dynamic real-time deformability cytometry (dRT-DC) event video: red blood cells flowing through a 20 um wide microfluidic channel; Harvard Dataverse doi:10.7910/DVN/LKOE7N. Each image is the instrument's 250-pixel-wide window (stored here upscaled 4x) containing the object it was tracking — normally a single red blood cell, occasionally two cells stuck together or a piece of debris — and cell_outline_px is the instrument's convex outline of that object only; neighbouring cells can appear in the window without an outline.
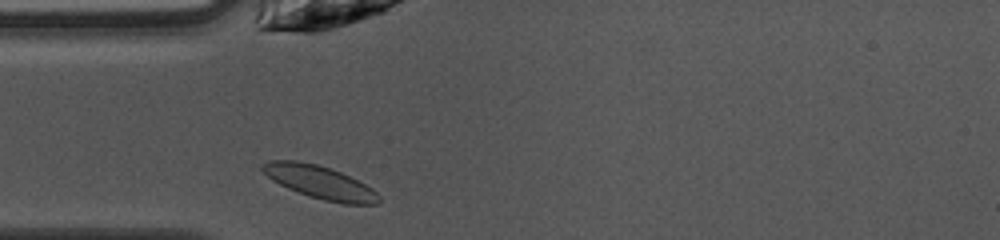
{"species": "common noctule bat (a hibernating species)", "species_latin": "Nyctalus noctula", "temperature_condition": "warm", "stored_images_in_passage": 27, "camera_frame_rate_fps": 3000, "um_per_image_px": 0.085, "animal": {"sex": "female", "body_mass_g": 10.0, "forearm_length_mm": 53.1}, "frame": {"image": 1, "passage_image": 1, "time_ms": 0.0, "image_size_px": [1000, 240], "cell_outline_px": [[380, 204], [344, 204], [324, 200], [308, 196], [288, 188], [272, 180], [260, 168], [260, 164], [272, 160], [296, 160], [316, 164], [340, 172], [372, 188], [380, 196]], "centroid_in_image_um": [27.18, 15.49], "position_along_channel_um": 57.8, "area_um2": 22.2}}
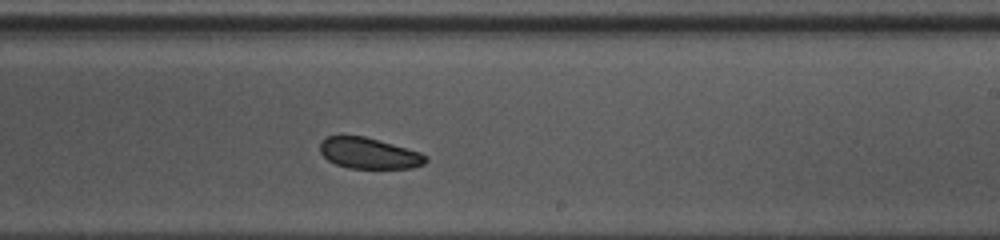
{"frame": {"image": 2, "passage_image": 16, "time_ms": 5.0, "image_size_px": [1000, 240], "cell_outline_px": [[428, 160], [424, 164], [412, 168], [348, 168], [336, 164], [328, 160], [320, 152], [320, 144], [328, 136], [340, 132], [364, 136], [420, 152], [428, 156]], "centroid_in_image_um": [31.33, 13.0], "position_along_channel_um": 257.7, "area_um2": 19.42}}
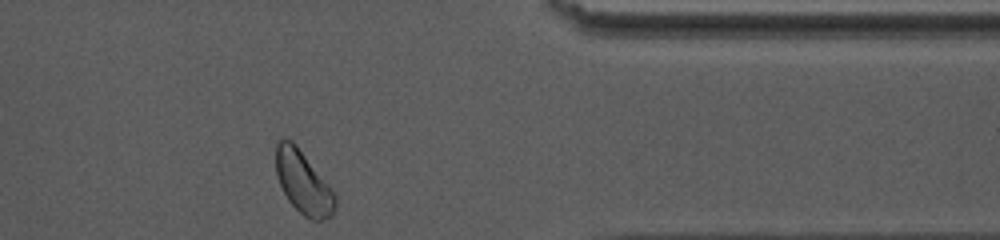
{"frame": {"image": 3, "passage_image": 27, "time_ms": 8.667, "image_size_px": [1000, 240], "cell_outline_px": [[336, 204], [332, 216], [324, 220], [312, 220], [304, 216], [288, 200], [276, 176], [276, 140], [284, 136], [292, 140], [296, 144], [328, 184], [336, 196]], "centroid_in_image_um": [25.76, 15.48], "position_along_channel_um": 385.6, "area_um2": 21.73}, "authors_computed_cell_mechanics": {"area_um2": 20.23, "velocity_mm_per_s": 4.0021, "shape_relaxation_time_tau1_ms": 4.9603, "shape_relaxation_time_tau2_ms": 6.7858, "deformation_change_tau1": 0.0567, "deformation_change_tau2": 0.1163}}